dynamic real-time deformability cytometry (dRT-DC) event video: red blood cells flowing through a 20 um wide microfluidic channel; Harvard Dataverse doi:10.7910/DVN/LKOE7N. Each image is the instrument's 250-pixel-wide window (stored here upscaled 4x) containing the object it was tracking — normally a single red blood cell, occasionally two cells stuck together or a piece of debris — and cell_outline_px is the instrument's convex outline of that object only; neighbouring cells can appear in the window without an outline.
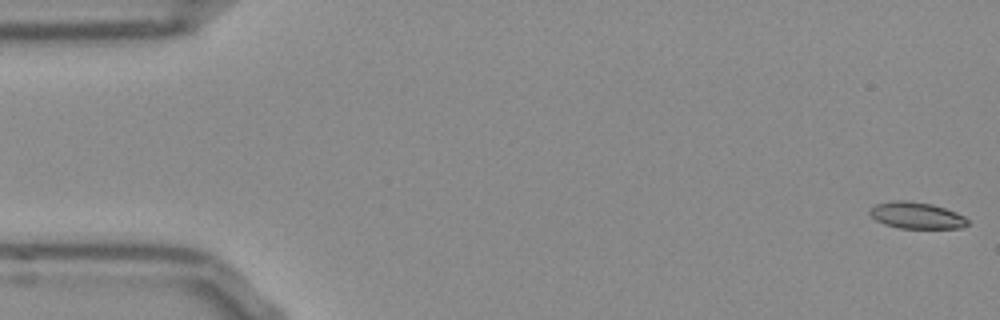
{"species": "Egyptian fruit bat (a non-hibernating species)", "species_latin": "Rousettus aegyptiacus", "temperature_condition": "room temperature", "stored_images_in_passage": 53, "camera_frame_rate_fps": 3000, "um_per_image_px": 0.085, "frame": {"image": 1, "passage_image": 1, "time_ms": 0.0, "image_size_px": [1000, 320], "cell_outline_px": [[968, 224], [964, 228], [900, 228], [884, 224], [876, 220], [868, 212], [876, 204], [896, 200], [904, 200], [932, 204], [956, 212], [964, 216], [968, 220]], "centroid_in_image_um": [77.92, 18.31], "position_along_channel_um": 7.1, "area_um2": 15.03}}
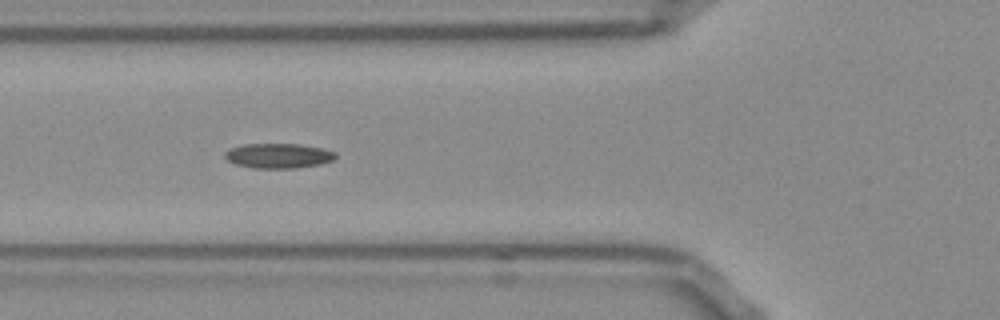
{"frame": {"image": 2, "passage_image": 19, "time_ms": 6.0, "image_size_px": [1000, 320], "cell_outline_px": [[336, 156], [332, 160], [320, 164], [296, 168], [252, 168], [236, 164], [228, 160], [224, 156], [224, 152], [232, 148], [244, 144], [300, 144], [324, 148], [336, 152]], "centroid_in_image_um": [23.68, 13.24], "position_along_channel_um": 102.1, "area_um2": 16.01}}
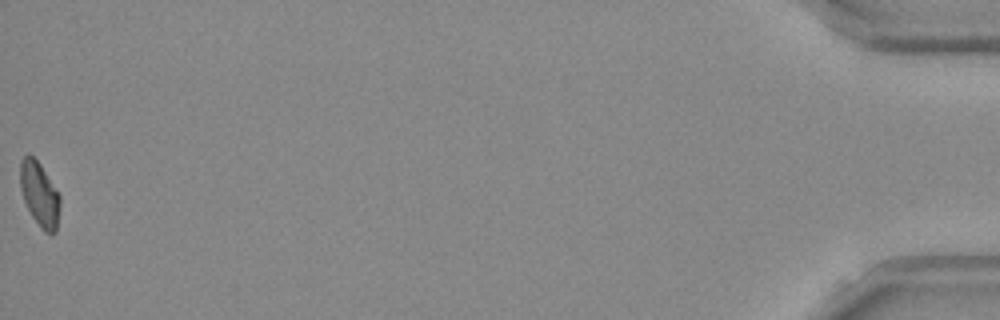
{"frame": {"image": 3, "passage_image": 53, "time_ms": 17.333, "image_size_px": [1000, 320], "cell_outline_px": [[60, 204], [56, 232], [44, 232], [40, 228], [32, 216], [24, 200], [20, 188], [20, 160], [24, 156], [32, 156], [40, 164], [60, 196]], "centroid_in_image_um": [3.35, 16.52], "position_along_channel_um": 431.8, "area_um2": 14.68}, "authors_computed_cell_mechanics": {"area_um2": 15.2592, "velocity_mm_per_s": 3.8385, "shape_relaxation_time_tau1_ms": null, "shape_relaxation_time_tau2_ms": 9.3989, "deformation_change_tau1": null, "deformation_change_tau2": 0.1419}}